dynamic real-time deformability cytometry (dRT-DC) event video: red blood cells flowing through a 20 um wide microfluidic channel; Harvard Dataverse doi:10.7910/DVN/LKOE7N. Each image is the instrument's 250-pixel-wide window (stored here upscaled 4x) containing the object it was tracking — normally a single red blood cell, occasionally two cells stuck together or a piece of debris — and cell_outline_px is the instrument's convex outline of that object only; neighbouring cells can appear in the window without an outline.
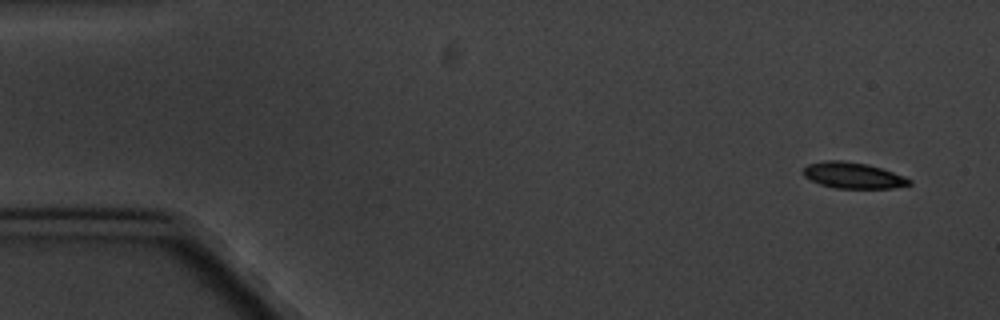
{"species": "common noctule bat (a hibernating species)", "species_latin": "Nyctalus noctula", "temperature_condition": "cold", "stored_images_in_passage": 5, "camera_frame_rate_fps": 3000, "um_per_image_px": 0.085, "animal": {"sex": "male", "body_mass_g": 20.1, "forearm_length_mm": 53.5}, "frame": {"image": 1, "passage_image": 1, "time_ms": 0.0, "image_size_px": [1000, 320], "cell_outline_px": [[912, 184], [892, 188], [836, 188], [820, 184], [804, 176], [800, 172], [808, 164], [828, 160], [844, 160], [868, 164], [904, 176], [912, 180]], "centroid_in_image_um": [72.5, 14.9], "position_along_channel_um": 12.5, "area_um2": 16.07}}
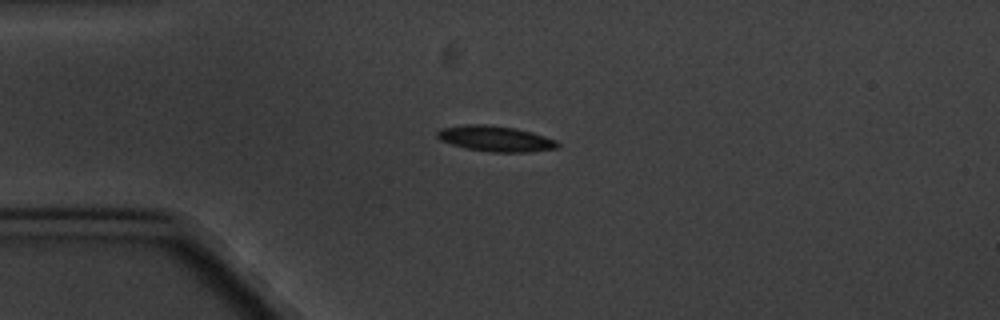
{"frame": {"image": 2, "passage_image": 4, "time_ms": 3.667, "image_size_px": [1000, 320], "cell_outline_px": [[560, 144], [556, 148], [528, 152], [492, 152], [464, 148], [440, 140], [436, 136], [436, 132], [440, 128], [464, 124], [488, 124], [516, 128], [532, 132], [556, 140]], "centroid_in_image_um": [42.08, 11.77], "position_along_channel_um": 42.9, "area_um2": 18.09}}